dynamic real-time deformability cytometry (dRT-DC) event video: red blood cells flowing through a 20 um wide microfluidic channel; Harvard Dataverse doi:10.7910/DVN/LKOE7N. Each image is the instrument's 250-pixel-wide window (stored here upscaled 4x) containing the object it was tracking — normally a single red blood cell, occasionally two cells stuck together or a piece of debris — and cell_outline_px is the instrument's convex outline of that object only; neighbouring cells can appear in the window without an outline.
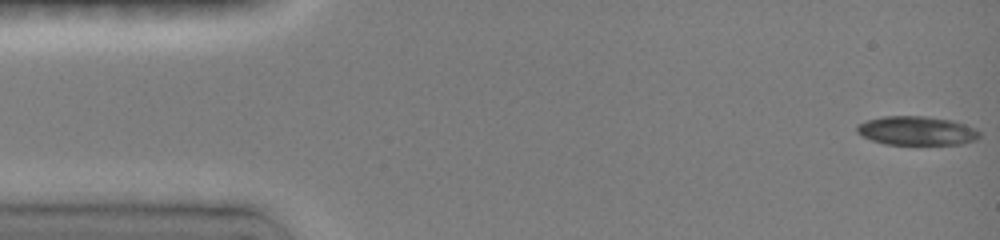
{"species": "common noctule bat (a hibernating species)", "species_latin": "Nyctalus noctula", "temperature_condition": "room temperature", "stored_images_in_passage": 24, "camera_frame_rate_fps": 3000, "um_per_image_px": 0.085, "animal": {"sex": "female", "body_mass_g": 19.0, "forearm_length_mm": 51.5}, "frame": {"image": 1, "passage_image": 1, "time_ms": 0.0, "image_size_px": [1000, 240], "cell_outline_px": [[980, 136], [976, 140], [960, 144], [884, 144], [872, 140], [856, 132], [856, 124], [868, 120], [884, 116], [928, 116], [952, 120], [964, 124], [980, 132]], "centroid_in_image_um": [77.9, 11.11], "position_along_channel_um": 7.1, "area_um2": 20.58}}
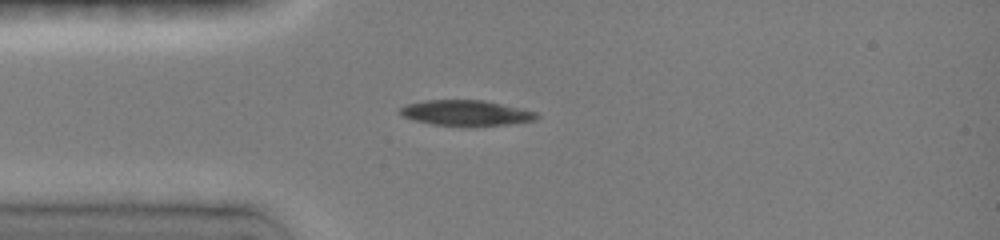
{"frame": {"image": 2, "passage_image": 15, "time_ms": 3.667, "image_size_px": [1000, 240], "cell_outline_px": [[540, 116], [536, 120], [512, 124], [468, 128], [432, 124], [400, 116], [396, 112], [400, 108], [408, 104], [424, 100], [484, 100], [536, 112]], "centroid_in_image_um": [39.6, 9.63], "position_along_channel_um": 45.4, "area_um2": 20.87}}